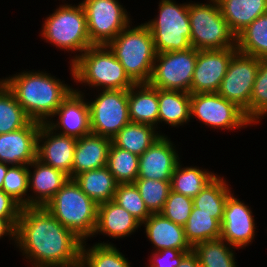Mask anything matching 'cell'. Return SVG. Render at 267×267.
<instances>
[{"label":"cell","instance_id":"cell-1","mask_svg":"<svg viewBox=\"0 0 267 267\" xmlns=\"http://www.w3.org/2000/svg\"><path fill=\"white\" fill-rule=\"evenodd\" d=\"M15 244L32 267L80 265L83 241L45 207H21Z\"/></svg>","mask_w":267,"mask_h":267},{"label":"cell","instance_id":"cell-2","mask_svg":"<svg viewBox=\"0 0 267 267\" xmlns=\"http://www.w3.org/2000/svg\"><path fill=\"white\" fill-rule=\"evenodd\" d=\"M14 94L27 116L40 123L52 119L62 102L74 90L51 73L40 70L19 72L0 79Z\"/></svg>","mask_w":267,"mask_h":267},{"label":"cell","instance_id":"cell-3","mask_svg":"<svg viewBox=\"0 0 267 267\" xmlns=\"http://www.w3.org/2000/svg\"><path fill=\"white\" fill-rule=\"evenodd\" d=\"M69 69L75 83L98 91L128 90L135 84L107 45L90 46Z\"/></svg>","mask_w":267,"mask_h":267},{"label":"cell","instance_id":"cell-4","mask_svg":"<svg viewBox=\"0 0 267 267\" xmlns=\"http://www.w3.org/2000/svg\"><path fill=\"white\" fill-rule=\"evenodd\" d=\"M43 207L83 242L94 236L98 205L73 178H69Z\"/></svg>","mask_w":267,"mask_h":267},{"label":"cell","instance_id":"cell-5","mask_svg":"<svg viewBox=\"0 0 267 267\" xmlns=\"http://www.w3.org/2000/svg\"><path fill=\"white\" fill-rule=\"evenodd\" d=\"M107 46L135 84L150 81L157 53L145 23L132 27L131 22Z\"/></svg>","mask_w":267,"mask_h":267},{"label":"cell","instance_id":"cell-6","mask_svg":"<svg viewBox=\"0 0 267 267\" xmlns=\"http://www.w3.org/2000/svg\"><path fill=\"white\" fill-rule=\"evenodd\" d=\"M40 35L47 43L50 42L62 51L77 52L72 56L70 64L93 45L89 39L86 14L80 2L77 6L61 4L52 14L47 15Z\"/></svg>","mask_w":267,"mask_h":267},{"label":"cell","instance_id":"cell-7","mask_svg":"<svg viewBox=\"0 0 267 267\" xmlns=\"http://www.w3.org/2000/svg\"><path fill=\"white\" fill-rule=\"evenodd\" d=\"M209 2V3H208ZM191 46L198 50L236 48V35L221 14L216 0L188 3Z\"/></svg>","mask_w":267,"mask_h":267},{"label":"cell","instance_id":"cell-8","mask_svg":"<svg viewBox=\"0 0 267 267\" xmlns=\"http://www.w3.org/2000/svg\"><path fill=\"white\" fill-rule=\"evenodd\" d=\"M158 6V16L145 23L153 36L156 53L192 48L188 3L161 0Z\"/></svg>","mask_w":267,"mask_h":267},{"label":"cell","instance_id":"cell-9","mask_svg":"<svg viewBox=\"0 0 267 267\" xmlns=\"http://www.w3.org/2000/svg\"><path fill=\"white\" fill-rule=\"evenodd\" d=\"M197 57L198 50L193 47L184 51L157 53L148 83L158 89L191 94Z\"/></svg>","mask_w":267,"mask_h":267},{"label":"cell","instance_id":"cell-10","mask_svg":"<svg viewBox=\"0 0 267 267\" xmlns=\"http://www.w3.org/2000/svg\"><path fill=\"white\" fill-rule=\"evenodd\" d=\"M190 116L213 129L233 131L253 126L241 108L218 93H191Z\"/></svg>","mask_w":267,"mask_h":267},{"label":"cell","instance_id":"cell-11","mask_svg":"<svg viewBox=\"0 0 267 267\" xmlns=\"http://www.w3.org/2000/svg\"><path fill=\"white\" fill-rule=\"evenodd\" d=\"M81 4L93 45H107L132 22L127 9L118 0H82Z\"/></svg>","mask_w":267,"mask_h":267},{"label":"cell","instance_id":"cell-12","mask_svg":"<svg viewBox=\"0 0 267 267\" xmlns=\"http://www.w3.org/2000/svg\"><path fill=\"white\" fill-rule=\"evenodd\" d=\"M96 97L87 101L91 133L112 139L131 122L128 90H101Z\"/></svg>","mask_w":267,"mask_h":267},{"label":"cell","instance_id":"cell-13","mask_svg":"<svg viewBox=\"0 0 267 267\" xmlns=\"http://www.w3.org/2000/svg\"><path fill=\"white\" fill-rule=\"evenodd\" d=\"M260 59L237 52L231 59L217 93L241 108L249 120V101Z\"/></svg>","mask_w":267,"mask_h":267},{"label":"cell","instance_id":"cell-14","mask_svg":"<svg viewBox=\"0 0 267 267\" xmlns=\"http://www.w3.org/2000/svg\"><path fill=\"white\" fill-rule=\"evenodd\" d=\"M231 193L225 203L220 238L237 249L253 241L257 229L251 207Z\"/></svg>","mask_w":267,"mask_h":267},{"label":"cell","instance_id":"cell-15","mask_svg":"<svg viewBox=\"0 0 267 267\" xmlns=\"http://www.w3.org/2000/svg\"><path fill=\"white\" fill-rule=\"evenodd\" d=\"M237 48L201 50L195 63L191 93H217Z\"/></svg>","mask_w":267,"mask_h":267},{"label":"cell","instance_id":"cell-16","mask_svg":"<svg viewBox=\"0 0 267 267\" xmlns=\"http://www.w3.org/2000/svg\"><path fill=\"white\" fill-rule=\"evenodd\" d=\"M77 138L55 132L41 123L37 138V159L71 178Z\"/></svg>","mask_w":267,"mask_h":267},{"label":"cell","instance_id":"cell-17","mask_svg":"<svg viewBox=\"0 0 267 267\" xmlns=\"http://www.w3.org/2000/svg\"><path fill=\"white\" fill-rule=\"evenodd\" d=\"M84 93L79 89H74L70 95L62 102L52 118L46 124L55 132L81 138L91 133L89 107ZM85 98V99H84Z\"/></svg>","mask_w":267,"mask_h":267},{"label":"cell","instance_id":"cell-18","mask_svg":"<svg viewBox=\"0 0 267 267\" xmlns=\"http://www.w3.org/2000/svg\"><path fill=\"white\" fill-rule=\"evenodd\" d=\"M173 143L168 136L161 135L139 156L137 179L171 181L173 172L181 161Z\"/></svg>","mask_w":267,"mask_h":267},{"label":"cell","instance_id":"cell-19","mask_svg":"<svg viewBox=\"0 0 267 267\" xmlns=\"http://www.w3.org/2000/svg\"><path fill=\"white\" fill-rule=\"evenodd\" d=\"M41 123L31 120L25 127L0 134V162L29 165L37 158V138Z\"/></svg>","mask_w":267,"mask_h":267},{"label":"cell","instance_id":"cell-20","mask_svg":"<svg viewBox=\"0 0 267 267\" xmlns=\"http://www.w3.org/2000/svg\"><path fill=\"white\" fill-rule=\"evenodd\" d=\"M34 169L31 171L30 169ZM70 177L60 170L34 159L28 165V183L32 196L29 206L43 207L64 186Z\"/></svg>","mask_w":267,"mask_h":267},{"label":"cell","instance_id":"cell-21","mask_svg":"<svg viewBox=\"0 0 267 267\" xmlns=\"http://www.w3.org/2000/svg\"><path fill=\"white\" fill-rule=\"evenodd\" d=\"M141 226H144L146 236L153 244L155 251L164 249L192 251L185 237L184 226L172 222L160 213L151 214Z\"/></svg>","mask_w":267,"mask_h":267},{"label":"cell","instance_id":"cell-22","mask_svg":"<svg viewBox=\"0 0 267 267\" xmlns=\"http://www.w3.org/2000/svg\"><path fill=\"white\" fill-rule=\"evenodd\" d=\"M111 143L112 139L93 133L77 138L71 178L74 179L78 174L106 166Z\"/></svg>","mask_w":267,"mask_h":267},{"label":"cell","instance_id":"cell-23","mask_svg":"<svg viewBox=\"0 0 267 267\" xmlns=\"http://www.w3.org/2000/svg\"><path fill=\"white\" fill-rule=\"evenodd\" d=\"M141 225L127 210L111 200L98 205L97 225L93 237H96V234L108 235L115 240L130 237L129 235L142 227Z\"/></svg>","mask_w":267,"mask_h":267},{"label":"cell","instance_id":"cell-24","mask_svg":"<svg viewBox=\"0 0 267 267\" xmlns=\"http://www.w3.org/2000/svg\"><path fill=\"white\" fill-rule=\"evenodd\" d=\"M128 110L132 123L151 125L158 130V88L149 83L134 84L128 89Z\"/></svg>","mask_w":267,"mask_h":267},{"label":"cell","instance_id":"cell-25","mask_svg":"<svg viewBox=\"0 0 267 267\" xmlns=\"http://www.w3.org/2000/svg\"><path fill=\"white\" fill-rule=\"evenodd\" d=\"M221 14L237 36L257 17L267 12V0H216Z\"/></svg>","mask_w":267,"mask_h":267},{"label":"cell","instance_id":"cell-26","mask_svg":"<svg viewBox=\"0 0 267 267\" xmlns=\"http://www.w3.org/2000/svg\"><path fill=\"white\" fill-rule=\"evenodd\" d=\"M158 125L180 127L190 122V93L158 89Z\"/></svg>","mask_w":267,"mask_h":267},{"label":"cell","instance_id":"cell-27","mask_svg":"<svg viewBox=\"0 0 267 267\" xmlns=\"http://www.w3.org/2000/svg\"><path fill=\"white\" fill-rule=\"evenodd\" d=\"M74 180L97 205L114 199L118 183L107 166L78 174Z\"/></svg>","mask_w":267,"mask_h":267},{"label":"cell","instance_id":"cell-28","mask_svg":"<svg viewBox=\"0 0 267 267\" xmlns=\"http://www.w3.org/2000/svg\"><path fill=\"white\" fill-rule=\"evenodd\" d=\"M161 135L163 134L151 125L130 122L112 138V143L141 156Z\"/></svg>","mask_w":267,"mask_h":267},{"label":"cell","instance_id":"cell-29","mask_svg":"<svg viewBox=\"0 0 267 267\" xmlns=\"http://www.w3.org/2000/svg\"><path fill=\"white\" fill-rule=\"evenodd\" d=\"M207 170L198 166L182 168L179 161L171 177V191L193 199L217 176L214 172Z\"/></svg>","mask_w":267,"mask_h":267},{"label":"cell","instance_id":"cell-30","mask_svg":"<svg viewBox=\"0 0 267 267\" xmlns=\"http://www.w3.org/2000/svg\"><path fill=\"white\" fill-rule=\"evenodd\" d=\"M231 193V187L227 181L217 175L193 198V206L198 208L199 212L214 214V218L221 224L224 206Z\"/></svg>","mask_w":267,"mask_h":267},{"label":"cell","instance_id":"cell-31","mask_svg":"<svg viewBox=\"0 0 267 267\" xmlns=\"http://www.w3.org/2000/svg\"><path fill=\"white\" fill-rule=\"evenodd\" d=\"M236 48L242 54L267 59V12L236 36Z\"/></svg>","mask_w":267,"mask_h":267},{"label":"cell","instance_id":"cell-32","mask_svg":"<svg viewBox=\"0 0 267 267\" xmlns=\"http://www.w3.org/2000/svg\"><path fill=\"white\" fill-rule=\"evenodd\" d=\"M86 241L81 248V267H132L125 255L112 243L104 241L86 247Z\"/></svg>","mask_w":267,"mask_h":267},{"label":"cell","instance_id":"cell-33","mask_svg":"<svg viewBox=\"0 0 267 267\" xmlns=\"http://www.w3.org/2000/svg\"><path fill=\"white\" fill-rule=\"evenodd\" d=\"M237 249L221 238L197 243L192 251L197 255L201 267H237Z\"/></svg>","mask_w":267,"mask_h":267},{"label":"cell","instance_id":"cell-34","mask_svg":"<svg viewBox=\"0 0 267 267\" xmlns=\"http://www.w3.org/2000/svg\"><path fill=\"white\" fill-rule=\"evenodd\" d=\"M184 231L187 242L193 248L197 243L220 238L221 224L214 218V214L199 212L193 206Z\"/></svg>","mask_w":267,"mask_h":267},{"label":"cell","instance_id":"cell-35","mask_svg":"<svg viewBox=\"0 0 267 267\" xmlns=\"http://www.w3.org/2000/svg\"><path fill=\"white\" fill-rule=\"evenodd\" d=\"M30 121L14 94L0 80V134L21 129Z\"/></svg>","mask_w":267,"mask_h":267},{"label":"cell","instance_id":"cell-36","mask_svg":"<svg viewBox=\"0 0 267 267\" xmlns=\"http://www.w3.org/2000/svg\"><path fill=\"white\" fill-rule=\"evenodd\" d=\"M138 164L139 156L111 143L106 166L118 184L134 183L138 177Z\"/></svg>","mask_w":267,"mask_h":267},{"label":"cell","instance_id":"cell-37","mask_svg":"<svg viewBox=\"0 0 267 267\" xmlns=\"http://www.w3.org/2000/svg\"><path fill=\"white\" fill-rule=\"evenodd\" d=\"M267 116V59H260L249 101V121L257 124Z\"/></svg>","mask_w":267,"mask_h":267},{"label":"cell","instance_id":"cell-38","mask_svg":"<svg viewBox=\"0 0 267 267\" xmlns=\"http://www.w3.org/2000/svg\"><path fill=\"white\" fill-rule=\"evenodd\" d=\"M171 181L136 179V185L146 208L151 214L160 213L171 191Z\"/></svg>","mask_w":267,"mask_h":267},{"label":"cell","instance_id":"cell-39","mask_svg":"<svg viewBox=\"0 0 267 267\" xmlns=\"http://www.w3.org/2000/svg\"><path fill=\"white\" fill-rule=\"evenodd\" d=\"M2 190L21 207L29 206L28 165H11L3 181Z\"/></svg>","mask_w":267,"mask_h":267},{"label":"cell","instance_id":"cell-40","mask_svg":"<svg viewBox=\"0 0 267 267\" xmlns=\"http://www.w3.org/2000/svg\"><path fill=\"white\" fill-rule=\"evenodd\" d=\"M113 201L141 224L151 215L134 183L118 184Z\"/></svg>","mask_w":267,"mask_h":267},{"label":"cell","instance_id":"cell-41","mask_svg":"<svg viewBox=\"0 0 267 267\" xmlns=\"http://www.w3.org/2000/svg\"><path fill=\"white\" fill-rule=\"evenodd\" d=\"M192 209V198L170 191L160 214L172 222L184 226Z\"/></svg>","mask_w":267,"mask_h":267},{"label":"cell","instance_id":"cell-42","mask_svg":"<svg viewBox=\"0 0 267 267\" xmlns=\"http://www.w3.org/2000/svg\"><path fill=\"white\" fill-rule=\"evenodd\" d=\"M188 253L176 249L153 251L147 267H178Z\"/></svg>","mask_w":267,"mask_h":267},{"label":"cell","instance_id":"cell-43","mask_svg":"<svg viewBox=\"0 0 267 267\" xmlns=\"http://www.w3.org/2000/svg\"><path fill=\"white\" fill-rule=\"evenodd\" d=\"M21 206L0 189V218L19 219Z\"/></svg>","mask_w":267,"mask_h":267},{"label":"cell","instance_id":"cell-44","mask_svg":"<svg viewBox=\"0 0 267 267\" xmlns=\"http://www.w3.org/2000/svg\"><path fill=\"white\" fill-rule=\"evenodd\" d=\"M19 219L0 218V239L4 236L10 237L9 240L15 243L16 225Z\"/></svg>","mask_w":267,"mask_h":267},{"label":"cell","instance_id":"cell-45","mask_svg":"<svg viewBox=\"0 0 267 267\" xmlns=\"http://www.w3.org/2000/svg\"><path fill=\"white\" fill-rule=\"evenodd\" d=\"M178 267H201L197 255L191 251L181 261Z\"/></svg>","mask_w":267,"mask_h":267},{"label":"cell","instance_id":"cell-46","mask_svg":"<svg viewBox=\"0 0 267 267\" xmlns=\"http://www.w3.org/2000/svg\"><path fill=\"white\" fill-rule=\"evenodd\" d=\"M10 165L0 162V189L3 187V181Z\"/></svg>","mask_w":267,"mask_h":267}]
</instances>
